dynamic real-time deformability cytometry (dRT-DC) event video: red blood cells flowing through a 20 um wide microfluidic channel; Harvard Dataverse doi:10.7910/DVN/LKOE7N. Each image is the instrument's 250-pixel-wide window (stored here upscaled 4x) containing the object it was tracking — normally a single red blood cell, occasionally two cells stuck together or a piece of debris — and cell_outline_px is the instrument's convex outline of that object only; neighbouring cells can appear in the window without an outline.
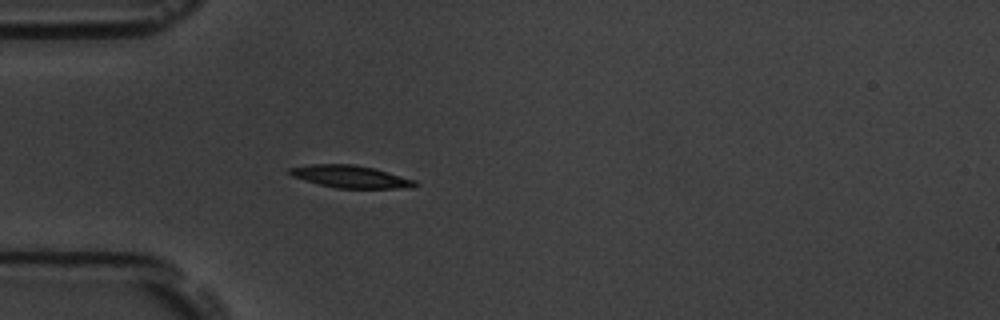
{"species": "common noctule bat (a hibernating species)", "species_latin": "Nyctalus noctula", "temperature_condition": "room temperature", "stored_images_in_passage": 1, "camera_frame_rate_fps": 3000, "um_per_image_px": 0.085, "animal": {"sex": "male", "body_mass_g": 19.5, "forearm_length_mm": 54.6}, "frame": {"image": 1, "passage_image": 1, "time_ms": 0.0, "image_size_px": [1000, 320], "cell_outline_px": [[420, 184], [412, 188], [336, 188], [304, 180], [292, 176], [288, 172], [288, 168], [308, 164], [352, 164], [372, 168], [416, 180]], "centroid_in_image_um": [29.79, 15.01], "position_along_channel_um": 55.2, "area_um2": 16.3}}